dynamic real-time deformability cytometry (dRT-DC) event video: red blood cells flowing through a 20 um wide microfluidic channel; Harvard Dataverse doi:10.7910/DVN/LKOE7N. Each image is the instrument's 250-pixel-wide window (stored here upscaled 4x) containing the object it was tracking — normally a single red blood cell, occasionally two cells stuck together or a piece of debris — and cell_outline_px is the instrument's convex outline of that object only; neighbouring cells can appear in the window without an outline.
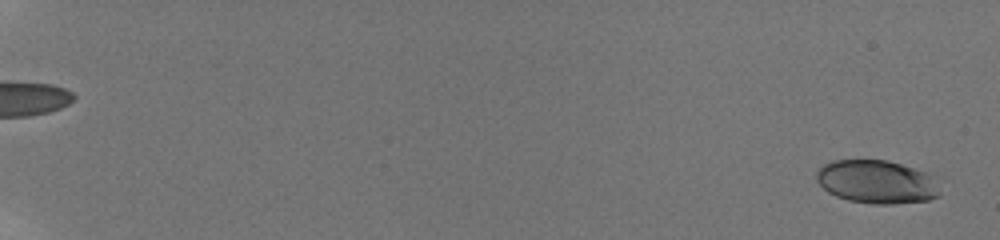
{"species": "human", "species_latin": "Homo sapiens", "temperature_condition": "room temperature", "stored_images_in_passage": 30, "camera_frame_rate_fps": 3000, "um_per_image_px": 0.085, "donor": {"sex": "male"}, "frame": {"image": 1, "passage_image": 1, "time_ms": 0.0, "image_size_px": [1000, 240], "cell_outline_px": [[940, 196], [928, 200], [892, 204], [872, 204], [848, 200], [836, 196], [828, 192], [816, 180], [816, 172], [824, 164], [832, 160], [888, 160], [924, 172], [932, 176]], "centroid_in_image_um": [74.48, 15.46], "position_along_channel_um": 10.5, "area_um2": 30.92}}
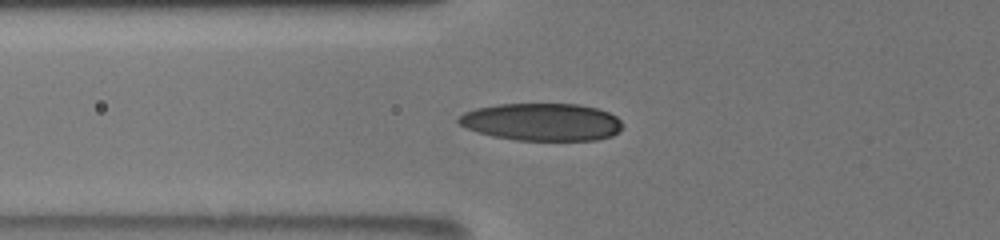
{"frame": {"image": 2, "passage_image": 20, "time_ms": 8.0, "image_size_px": [1000, 240], "cell_outline_px": [[620, 132], [612, 136], [596, 140], [516, 140], [492, 136], [468, 128], [460, 124], [456, 120], [464, 112], [476, 108], [496, 104], [580, 104], [596, 108], [608, 112], [616, 116], [620, 120]], "centroid_in_image_um": [46.06, 10.36], "position_along_channel_um": 79.7, "area_um2": 35.78}}
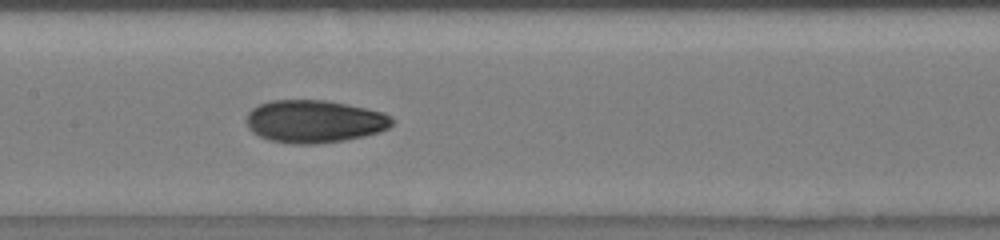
{"frame": {"image": 3, "passage_image": 27, "time_ms": 10.667, "image_size_px": [1000, 240], "cell_outline_px": [[396, 120], [388, 128], [380, 132], [364, 136], [344, 140], [316, 144], [292, 144], [272, 140], [260, 136], [252, 132], [248, 128], [248, 112], [252, 108], [260, 104], [272, 100], [324, 100], [364, 108], [380, 112], [392, 116]], "centroid_in_image_um": [26.74, 10.32], "position_along_channel_um": 180.7, "area_um2": 36.01}}